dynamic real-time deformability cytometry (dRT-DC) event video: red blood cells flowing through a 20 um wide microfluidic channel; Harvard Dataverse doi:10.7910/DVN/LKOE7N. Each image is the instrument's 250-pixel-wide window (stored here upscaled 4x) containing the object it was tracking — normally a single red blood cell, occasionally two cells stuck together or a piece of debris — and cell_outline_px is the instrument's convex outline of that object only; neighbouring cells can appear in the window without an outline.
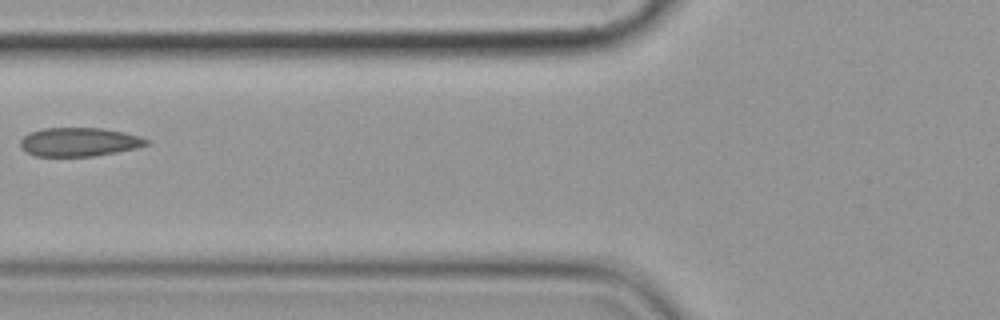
{"species": "common noctule bat (a hibernating species)", "species_latin": "Nyctalus noctula", "temperature_condition": "cold", "stored_images_in_passage": 6, "camera_frame_rate_fps": 3000, "um_per_image_px": 0.085, "animal": {"sex": "female", "body_mass_g": 19.9}, "frame": {"image": 1, "passage_image": 6, "time_ms": 6.667, "image_size_px": [1000, 320], "cell_outline_px": [[152, 140], [148, 144], [136, 148], [116, 152], [92, 156], [36, 156], [20, 148], [20, 140], [28, 132], [44, 128], [104, 128], [124, 132], [140, 136]], "centroid_in_image_um": [6.74, 12.06], "position_along_channel_um": 119.1, "area_um2": 21.21}}